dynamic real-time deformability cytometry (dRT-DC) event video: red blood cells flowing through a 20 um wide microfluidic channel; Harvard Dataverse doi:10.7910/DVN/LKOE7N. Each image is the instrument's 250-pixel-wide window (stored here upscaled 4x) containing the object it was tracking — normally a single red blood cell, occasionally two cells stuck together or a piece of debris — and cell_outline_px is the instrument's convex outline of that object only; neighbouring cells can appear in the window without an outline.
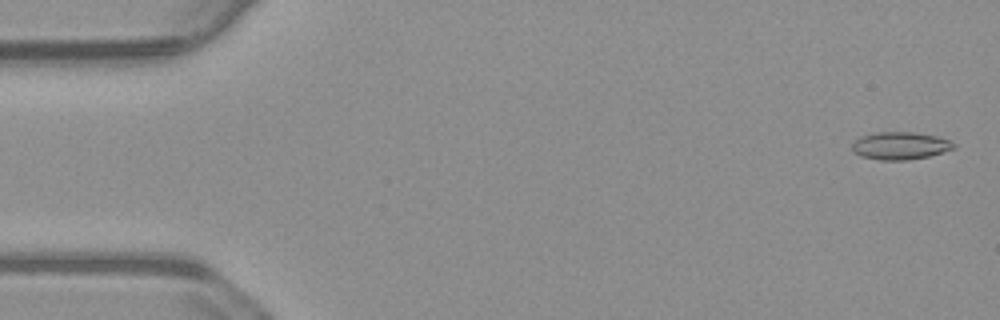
{"species": "common noctule bat (a hibernating species)", "species_latin": "Nyctalus noctula", "temperature_condition": "warm", "stored_images_in_passage": 3, "camera_frame_rate_fps": 3000, "um_per_image_px": 0.085, "animal": {"sex": "male", "body_mass_g": 23.1, "forearm_length_mm": 52.7}, "frame": {"image": 1, "passage_image": 2, "time_ms": 0.333, "image_size_px": [1000, 320], "cell_outline_px": [[956, 148], [944, 152], [928, 156], [908, 160], [880, 160], [860, 156], [852, 152], [852, 144], [860, 136], [876, 132], [912, 132], [936, 136], [948, 140], [956, 144]], "centroid_in_image_um": [76.5, 12.39], "position_along_channel_um": 8.5, "area_um2": 16.42}}